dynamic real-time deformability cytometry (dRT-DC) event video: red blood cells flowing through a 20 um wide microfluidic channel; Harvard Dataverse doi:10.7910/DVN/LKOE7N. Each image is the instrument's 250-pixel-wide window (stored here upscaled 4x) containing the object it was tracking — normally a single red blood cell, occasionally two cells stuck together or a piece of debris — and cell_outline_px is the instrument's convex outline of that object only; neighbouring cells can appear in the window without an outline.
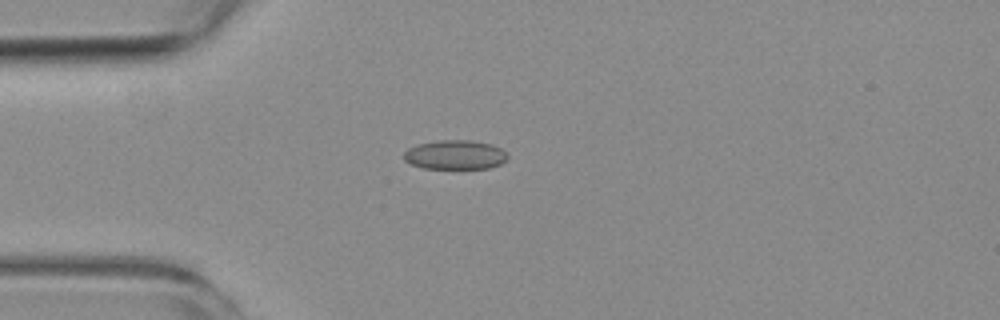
{"species": "common noctule bat (a hibernating species)", "species_latin": "Nyctalus noctula", "temperature_condition": "room temperature", "stored_images_in_passage": 9, "camera_frame_rate_fps": 3000, "um_per_image_px": 0.085, "animal": {"sex": "female", "body_mass_g": 19.3, "forearm_length_mm": 54.1}, "frame": {"image": 1, "passage_image": 4, "time_ms": 4.333, "image_size_px": [1000, 320], "cell_outline_px": [[508, 160], [500, 164], [488, 168], [424, 168], [412, 164], [404, 160], [404, 152], [408, 148], [420, 144], [440, 140], [472, 140], [492, 144], [500, 148], [508, 156]], "centroid_in_image_um": [38.71, 13.15], "position_along_channel_um": 46.3, "area_um2": 17.57}}
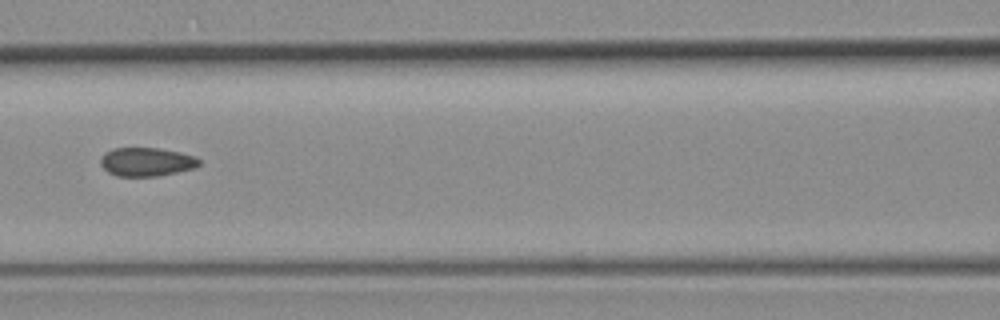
{"frame": {"image": 2, "passage_image": 7, "time_ms": 7.667, "image_size_px": [1000, 320], "cell_outline_px": [[200, 164], [196, 168], [156, 176], [116, 176], [108, 172], [100, 164], [100, 156], [104, 152], [112, 148], [156, 148], [180, 152], [196, 156], [200, 160]], "centroid_in_image_um": [12.44, 13.75], "position_along_channel_um": 154.2, "area_um2": 16.59}}
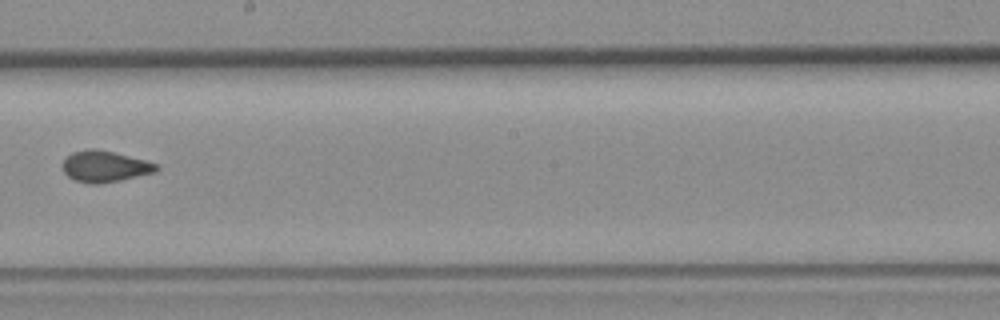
{"frame": {"image": 3, "passage_image": 9, "time_ms": 10.0, "image_size_px": [1000, 320], "cell_outline_px": [[160, 168], [156, 172], [120, 180], [100, 184], [88, 184], [76, 180], [68, 176], [64, 172], [60, 164], [72, 152], [88, 148], [92, 148], [112, 152], [144, 160], [156, 164]], "centroid_in_image_um": [8.87, 14.15], "position_along_channel_um": 239.3, "area_um2": 16.99}}